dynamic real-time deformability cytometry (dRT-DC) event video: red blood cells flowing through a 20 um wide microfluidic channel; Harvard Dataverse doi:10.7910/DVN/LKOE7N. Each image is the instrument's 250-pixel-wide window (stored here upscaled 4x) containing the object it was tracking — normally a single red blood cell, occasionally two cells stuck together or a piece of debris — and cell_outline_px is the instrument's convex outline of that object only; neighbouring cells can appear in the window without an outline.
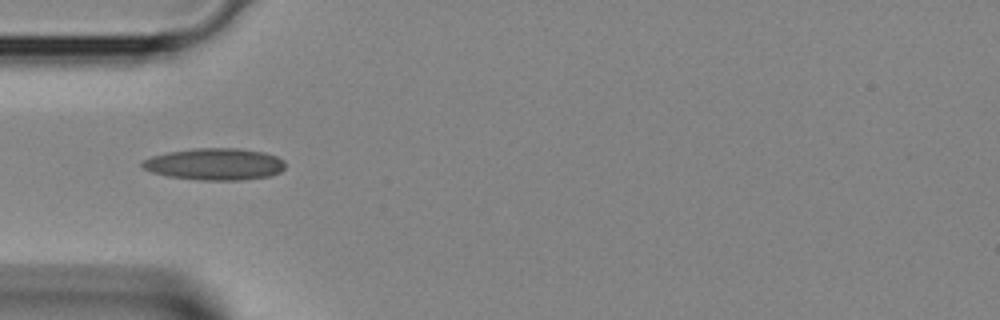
{"species": "Egyptian fruit bat (a non-hibernating species)", "species_latin": "Rousettus aegyptiacus", "temperature_condition": "room temperature", "stored_images_in_passage": 5, "camera_frame_rate_fps": 3000, "um_per_image_px": 0.085, "animal": {"sex": "female"}, "frame": {"image": 1, "passage_image": 4, "time_ms": 1.0, "image_size_px": [1000, 320], "cell_outline_px": [[284, 168], [280, 172], [268, 176], [240, 180], [200, 180], [168, 176], [152, 172], [144, 168], [140, 164], [144, 160], [152, 156], [168, 152], [192, 148], [240, 148], [264, 152], [276, 156], [284, 160]], "centroid_in_image_um": [18.26, 13.94], "position_along_channel_um": 66.7, "area_um2": 26.47}}
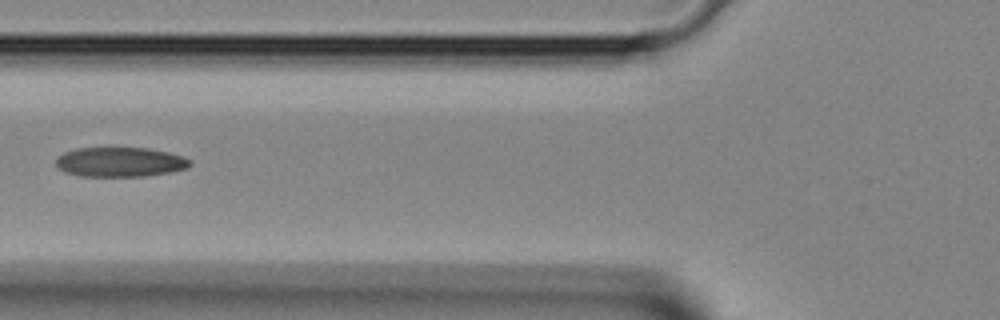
{"frame": {"image": 2, "passage_image": 5, "time_ms": 1.333, "image_size_px": [1000, 320], "cell_outline_px": [[192, 164], [188, 168], [172, 172], [144, 176], [80, 176], [64, 172], [56, 164], [56, 156], [64, 152], [76, 148], [108, 144], [116, 144], [148, 148], [168, 152], [184, 156], [192, 160]], "centroid_in_image_um": [10.2, 13.71], "position_along_channel_um": 115.6, "area_um2": 24.51}}